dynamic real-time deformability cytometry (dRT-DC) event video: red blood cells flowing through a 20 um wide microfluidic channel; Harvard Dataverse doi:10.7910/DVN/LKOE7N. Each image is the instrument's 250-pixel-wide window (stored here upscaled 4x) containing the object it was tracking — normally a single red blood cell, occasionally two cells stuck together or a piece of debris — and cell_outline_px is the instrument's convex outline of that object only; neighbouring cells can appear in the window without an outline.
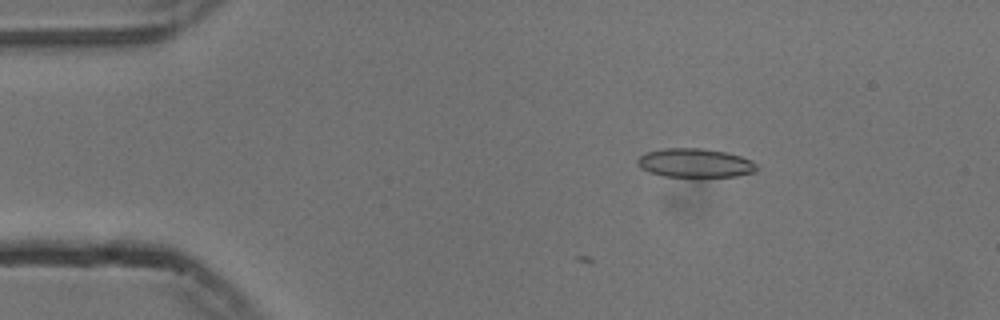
{"species": "common noctule bat (a hibernating species)", "species_latin": "Nyctalus noctula", "temperature_condition": "cold", "stored_images_in_passage": 2, "camera_frame_rate_fps": 3000, "um_per_image_px": 0.085, "animal": {"sex": "male", "body_mass_g": 13.3}, "frame": {"image": 1, "passage_image": 2, "time_ms": 0.333, "image_size_px": [1000, 320], "cell_outline_px": [[756, 172], [736, 176], [664, 176], [648, 172], [640, 168], [636, 164], [636, 160], [644, 152], [664, 148], [704, 148], [728, 152], [752, 160], [756, 164]], "centroid_in_image_um": [59.05, 13.84], "position_along_channel_um": 26.0, "area_um2": 20.23}}